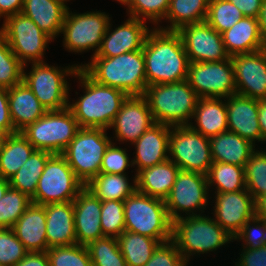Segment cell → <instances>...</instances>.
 Returning <instances> with one entry per match:
<instances>
[{
	"instance_id": "obj_55",
	"label": "cell",
	"mask_w": 266,
	"mask_h": 266,
	"mask_svg": "<svg viewBox=\"0 0 266 266\" xmlns=\"http://www.w3.org/2000/svg\"><path fill=\"white\" fill-rule=\"evenodd\" d=\"M258 121L262 138L266 141V98L258 99Z\"/></svg>"
},
{
	"instance_id": "obj_24",
	"label": "cell",
	"mask_w": 266,
	"mask_h": 266,
	"mask_svg": "<svg viewBox=\"0 0 266 266\" xmlns=\"http://www.w3.org/2000/svg\"><path fill=\"white\" fill-rule=\"evenodd\" d=\"M45 212L48 249L77 244L73 201L46 204Z\"/></svg>"
},
{
	"instance_id": "obj_30",
	"label": "cell",
	"mask_w": 266,
	"mask_h": 266,
	"mask_svg": "<svg viewBox=\"0 0 266 266\" xmlns=\"http://www.w3.org/2000/svg\"><path fill=\"white\" fill-rule=\"evenodd\" d=\"M226 98H199L192 119L196 125L188 126L204 137L211 138L228 131Z\"/></svg>"
},
{
	"instance_id": "obj_14",
	"label": "cell",
	"mask_w": 266,
	"mask_h": 266,
	"mask_svg": "<svg viewBox=\"0 0 266 266\" xmlns=\"http://www.w3.org/2000/svg\"><path fill=\"white\" fill-rule=\"evenodd\" d=\"M186 81L199 98H225L236 93L231 57L217 62L189 63Z\"/></svg>"
},
{
	"instance_id": "obj_32",
	"label": "cell",
	"mask_w": 266,
	"mask_h": 266,
	"mask_svg": "<svg viewBox=\"0 0 266 266\" xmlns=\"http://www.w3.org/2000/svg\"><path fill=\"white\" fill-rule=\"evenodd\" d=\"M34 150L35 148L21 132L6 135L0 145V176L9 180Z\"/></svg>"
},
{
	"instance_id": "obj_56",
	"label": "cell",
	"mask_w": 266,
	"mask_h": 266,
	"mask_svg": "<svg viewBox=\"0 0 266 266\" xmlns=\"http://www.w3.org/2000/svg\"><path fill=\"white\" fill-rule=\"evenodd\" d=\"M261 38L266 45V0L263 1L260 13L258 16Z\"/></svg>"
},
{
	"instance_id": "obj_15",
	"label": "cell",
	"mask_w": 266,
	"mask_h": 266,
	"mask_svg": "<svg viewBox=\"0 0 266 266\" xmlns=\"http://www.w3.org/2000/svg\"><path fill=\"white\" fill-rule=\"evenodd\" d=\"M207 176L197 172L180 170L165 205L172 221L181 218L182 212L188 216L201 215L208 205ZM181 212V214L179 213ZM195 212V213H194Z\"/></svg>"
},
{
	"instance_id": "obj_46",
	"label": "cell",
	"mask_w": 266,
	"mask_h": 266,
	"mask_svg": "<svg viewBox=\"0 0 266 266\" xmlns=\"http://www.w3.org/2000/svg\"><path fill=\"white\" fill-rule=\"evenodd\" d=\"M28 253L12 228H0V263L15 266Z\"/></svg>"
},
{
	"instance_id": "obj_13",
	"label": "cell",
	"mask_w": 266,
	"mask_h": 266,
	"mask_svg": "<svg viewBox=\"0 0 266 266\" xmlns=\"http://www.w3.org/2000/svg\"><path fill=\"white\" fill-rule=\"evenodd\" d=\"M110 23L105 12L72 13L67 10L61 29L64 47L70 52L81 53L91 50L94 57L99 50L103 36Z\"/></svg>"
},
{
	"instance_id": "obj_19",
	"label": "cell",
	"mask_w": 266,
	"mask_h": 266,
	"mask_svg": "<svg viewBox=\"0 0 266 266\" xmlns=\"http://www.w3.org/2000/svg\"><path fill=\"white\" fill-rule=\"evenodd\" d=\"M155 124L147 99L144 96H128L110 128H114L117 141L133 144Z\"/></svg>"
},
{
	"instance_id": "obj_12",
	"label": "cell",
	"mask_w": 266,
	"mask_h": 266,
	"mask_svg": "<svg viewBox=\"0 0 266 266\" xmlns=\"http://www.w3.org/2000/svg\"><path fill=\"white\" fill-rule=\"evenodd\" d=\"M168 150L180 170L207 175L213 163L209 138L189 126L171 127Z\"/></svg>"
},
{
	"instance_id": "obj_34",
	"label": "cell",
	"mask_w": 266,
	"mask_h": 266,
	"mask_svg": "<svg viewBox=\"0 0 266 266\" xmlns=\"http://www.w3.org/2000/svg\"><path fill=\"white\" fill-rule=\"evenodd\" d=\"M128 180L126 174L99 173L85 186L101 201H124L137 190L136 176L133 185Z\"/></svg>"
},
{
	"instance_id": "obj_23",
	"label": "cell",
	"mask_w": 266,
	"mask_h": 266,
	"mask_svg": "<svg viewBox=\"0 0 266 266\" xmlns=\"http://www.w3.org/2000/svg\"><path fill=\"white\" fill-rule=\"evenodd\" d=\"M171 126L155 123L133 144L136 155L132 160L137 166L135 175L142 169L158 165L169 159V136Z\"/></svg>"
},
{
	"instance_id": "obj_40",
	"label": "cell",
	"mask_w": 266,
	"mask_h": 266,
	"mask_svg": "<svg viewBox=\"0 0 266 266\" xmlns=\"http://www.w3.org/2000/svg\"><path fill=\"white\" fill-rule=\"evenodd\" d=\"M246 190L254 200L266 195V151H254L244 167Z\"/></svg>"
},
{
	"instance_id": "obj_11",
	"label": "cell",
	"mask_w": 266,
	"mask_h": 266,
	"mask_svg": "<svg viewBox=\"0 0 266 266\" xmlns=\"http://www.w3.org/2000/svg\"><path fill=\"white\" fill-rule=\"evenodd\" d=\"M0 34L24 66H27V61L44 62L42 60L44 51L50 40H53L22 13L7 17L2 24Z\"/></svg>"
},
{
	"instance_id": "obj_8",
	"label": "cell",
	"mask_w": 266,
	"mask_h": 266,
	"mask_svg": "<svg viewBox=\"0 0 266 266\" xmlns=\"http://www.w3.org/2000/svg\"><path fill=\"white\" fill-rule=\"evenodd\" d=\"M79 128L77 120L67 107L63 110L47 111L20 132L35 149L61 154Z\"/></svg>"
},
{
	"instance_id": "obj_37",
	"label": "cell",
	"mask_w": 266,
	"mask_h": 266,
	"mask_svg": "<svg viewBox=\"0 0 266 266\" xmlns=\"http://www.w3.org/2000/svg\"><path fill=\"white\" fill-rule=\"evenodd\" d=\"M208 187L213 184L216 186V191L219 193L237 192L246 190L244 167L213 162L207 173Z\"/></svg>"
},
{
	"instance_id": "obj_42",
	"label": "cell",
	"mask_w": 266,
	"mask_h": 266,
	"mask_svg": "<svg viewBox=\"0 0 266 266\" xmlns=\"http://www.w3.org/2000/svg\"><path fill=\"white\" fill-rule=\"evenodd\" d=\"M243 17L242 12L228 0H209L206 22L219 33L230 29Z\"/></svg>"
},
{
	"instance_id": "obj_29",
	"label": "cell",
	"mask_w": 266,
	"mask_h": 266,
	"mask_svg": "<svg viewBox=\"0 0 266 266\" xmlns=\"http://www.w3.org/2000/svg\"><path fill=\"white\" fill-rule=\"evenodd\" d=\"M180 168L170 159L142 169L136 174L137 190L151 197L165 200L174 185Z\"/></svg>"
},
{
	"instance_id": "obj_16",
	"label": "cell",
	"mask_w": 266,
	"mask_h": 266,
	"mask_svg": "<svg viewBox=\"0 0 266 266\" xmlns=\"http://www.w3.org/2000/svg\"><path fill=\"white\" fill-rule=\"evenodd\" d=\"M190 63L217 62L230 58L222 35L206 21L182 26L177 31Z\"/></svg>"
},
{
	"instance_id": "obj_58",
	"label": "cell",
	"mask_w": 266,
	"mask_h": 266,
	"mask_svg": "<svg viewBox=\"0 0 266 266\" xmlns=\"http://www.w3.org/2000/svg\"><path fill=\"white\" fill-rule=\"evenodd\" d=\"M9 187H10L9 180L4 179L3 177L0 176V199L4 196Z\"/></svg>"
},
{
	"instance_id": "obj_10",
	"label": "cell",
	"mask_w": 266,
	"mask_h": 266,
	"mask_svg": "<svg viewBox=\"0 0 266 266\" xmlns=\"http://www.w3.org/2000/svg\"><path fill=\"white\" fill-rule=\"evenodd\" d=\"M84 186L66 159L61 154H53L45 164L31 201L37 205L72 202Z\"/></svg>"
},
{
	"instance_id": "obj_61",
	"label": "cell",
	"mask_w": 266,
	"mask_h": 266,
	"mask_svg": "<svg viewBox=\"0 0 266 266\" xmlns=\"http://www.w3.org/2000/svg\"><path fill=\"white\" fill-rule=\"evenodd\" d=\"M262 219V221L264 222V224L266 225V218H260Z\"/></svg>"
},
{
	"instance_id": "obj_48",
	"label": "cell",
	"mask_w": 266,
	"mask_h": 266,
	"mask_svg": "<svg viewBox=\"0 0 266 266\" xmlns=\"http://www.w3.org/2000/svg\"><path fill=\"white\" fill-rule=\"evenodd\" d=\"M114 144V142H111L105 151L100 173L126 174L125 170L133 166L132 161L130 162L126 149Z\"/></svg>"
},
{
	"instance_id": "obj_43",
	"label": "cell",
	"mask_w": 266,
	"mask_h": 266,
	"mask_svg": "<svg viewBox=\"0 0 266 266\" xmlns=\"http://www.w3.org/2000/svg\"><path fill=\"white\" fill-rule=\"evenodd\" d=\"M46 252L50 266H92L88 249L84 245L51 247Z\"/></svg>"
},
{
	"instance_id": "obj_18",
	"label": "cell",
	"mask_w": 266,
	"mask_h": 266,
	"mask_svg": "<svg viewBox=\"0 0 266 266\" xmlns=\"http://www.w3.org/2000/svg\"><path fill=\"white\" fill-rule=\"evenodd\" d=\"M214 193V220L234 238L243 225L255 216V200L247 190Z\"/></svg>"
},
{
	"instance_id": "obj_5",
	"label": "cell",
	"mask_w": 266,
	"mask_h": 266,
	"mask_svg": "<svg viewBox=\"0 0 266 266\" xmlns=\"http://www.w3.org/2000/svg\"><path fill=\"white\" fill-rule=\"evenodd\" d=\"M123 203L125 231L148 236L161 243L172 240L173 221L165 200L136 190Z\"/></svg>"
},
{
	"instance_id": "obj_51",
	"label": "cell",
	"mask_w": 266,
	"mask_h": 266,
	"mask_svg": "<svg viewBox=\"0 0 266 266\" xmlns=\"http://www.w3.org/2000/svg\"><path fill=\"white\" fill-rule=\"evenodd\" d=\"M0 129L6 134L17 133L10 116L8 89L0 87Z\"/></svg>"
},
{
	"instance_id": "obj_22",
	"label": "cell",
	"mask_w": 266,
	"mask_h": 266,
	"mask_svg": "<svg viewBox=\"0 0 266 266\" xmlns=\"http://www.w3.org/2000/svg\"><path fill=\"white\" fill-rule=\"evenodd\" d=\"M228 131L235 132L255 144L265 142L258 121V100L240 94L226 98Z\"/></svg>"
},
{
	"instance_id": "obj_47",
	"label": "cell",
	"mask_w": 266,
	"mask_h": 266,
	"mask_svg": "<svg viewBox=\"0 0 266 266\" xmlns=\"http://www.w3.org/2000/svg\"><path fill=\"white\" fill-rule=\"evenodd\" d=\"M233 240H243L244 248H260L266 245V225L262 219L254 216L243 225Z\"/></svg>"
},
{
	"instance_id": "obj_25",
	"label": "cell",
	"mask_w": 266,
	"mask_h": 266,
	"mask_svg": "<svg viewBox=\"0 0 266 266\" xmlns=\"http://www.w3.org/2000/svg\"><path fill=\"white\" fill-rule=\"evenodd\" d=\"M12 230L28 252H46L48 244L45 205L31 203Z\"/></svg>"
},
{
	"instance_id": "obj_38",
	"label": "cell",
	"mask_w": 266,
	"mask_h": 266,
	"mask_svg": "<svg viewBox=\"0 0 266 266\" xmlns=\"http://www.w3.org/2000/svg\"><path fill=\"white\" fill-rule=\"evenodd\" d=\"M92 266H127L117 238L104 236L87 246Z\"/></svg>"
},
{
	"instance_id": "obj_41",
	"label": "cell",
	"mask_w": 266,
	"mask_h": 266,
	"mask_svg": "<svg viewBox=\"0 0 266 266\" xmlns=\"http://www.w3.org/2000/svg\"><path fill=\"white\" fill-rule=\"evenodd\" d=\"M31 203L27 195L9 187L0 199V228H12Z\"/></svg>"
},
{
	"instance_id": "obj_50",
	"label": "cell",
	"mask_w": 266,
	"mask_h": 266,
	"mask_svg": "<svg viewBox=\"0 0 266 266\" xmlns=\"http://www.w3.org/2000/svg\"><path fill=\"white\" fill-rule=\"evenodd\" d=\"M236 266H266V245L260 248H243Z\"/></svg>"
},
{
	"instance_id": "obj_26",
	"label": "cell",
	"mask_w": 266,
	"mask_h": 266,
	"mask_svg": "<svg viewBox=\"0 0 266 266\" xmlns=\"http://www.w3.org/2000/svg\"><path fill=\"white\" fill-rule=\"evenodd\" d=\"M67 10L62 0H24L21 13L54 40L61 33Z\"/></svg>"
},
{
	"instance_id": "obj_31",
	"label": "cell",
	"mask_w": 266,
	"mask_h": 266,
	"mask_svg": "<svg viewBox=\"0 0 266 266\" xmlns=\"http://www.w3.org/2000/svg\"><path fill=\"white\" fill-rule=\"evenodd\" d=\"M213 162L245 167L255 146L235 132L225 131L209 138Z\"/></svg>"
},
{
	"instance_id": "obj_35",
	"label": "cell",
	"mask_w": 266,
	"mask_h": 266,
	"mask_svg": "<svg viewBox=\"0 0 266 266\" xmlns=\"http://www.w3.org/2000/svg\"><path fill=\"white\" fill-rule=\"evenodd\" d=\"M52 155L50 152L35 149L22 167L9 179L10 187L32 199L45 164Z\"/></svg>"
},
{
	"instance_id": "obj_2",
	"label": "cell",
	"mask_w": 266,
	"mask_h": 266,
	"mask_svg": "<svg viewBox=\"0 0 266 266\" xmlns=\"http://www.w3.org/2000/svg\"><path fill=\"white\" fill-rule=\"evenodd\" d=\"M90 60L79 68L96 83L120 89L128 96H144L147 81L143 50Z\"/></svg>"
},
{
	"instance_id": "obj_36",
	"label": "cell",
	"mask_w": 266,
	"mask_h": 266,
	"mask_svg": "<svg viewBox=\"0 0 266 266\" xmlns=\"http://www.w3.org/2000/svg\"><path fill=\"white\" fill-rule=\"evenodd\" d=\"M117 240L127 266H144L161 244L157 239L130 231H124Z\"/></svg>"
},
{
	"instance_id": "obj_60",
	"label": "cell",
	"mask_w": 266,
	"mask_h": 266,
	"mask_svg": "<svg viewBox=\"0 0 266 266\" xmlns=\"http://www.w3.org/2000/svg\"><path fill=\"white\" fill-rule=\"evenodd\" d=\"M116 1L127 6L130 0H116Z\"/></svg>"
},
{
	"instance_id": "obj_54",
	"label": "cell",
	"mask_w": 266,
	"mask_h": 266,
	"mask_svg": "<svg viewBox=\"0 0 266 266\" xmlns=\"http://www.w3.org/2000/svg\"><path fill=\"white\" fill-rule=\"evenodd\" d=\"M24 0H0V18L4 20L22 12Z\"/></svg>"
},
{
	"instance_id": "obj_57",
	"label": "cell",
	"mask_w": 266,
	"mask_h": 266,
	"mask_svg": "<svg viewBox=\"0 0 266 266\" xmlns=\"http://www.w3.org/2000/svg\"><path fill=\"white\" fill-rule=\"evenodd\" d=\"M255 216L266 218V195L260 196L255 200Z\"/></svg>"
},
{
	"instance_id": "obj_33",
	"label": "cell",
	"mask_w": 266,
	"mask_h": 266,
	"mask_svg": "<svg viewBox=\"0 0 266 266\" xmlns=\"http://www.w3.org/2000/svg\"><path fill=\"white\" fill-rule=\"evenodd\" d=\"M209 0H170L166 19L170 25L159 29L178 31L182 26L206 21Z\"/></svg>"
},
{
	"instance_id": "obj_17",
	"label": "cell",
	"mask_w": 266,
	"mask_h": 266,
	"mask_svg": "<svg viewBox=\"0 0 266 266\" xmlns=\"http://www.w3.org/2000/svg\"><path fill=\"white\" fill-rule=\"evenodd\" d=\"M230 57L236 93L257 100L266 98V48Z\"/></svg>"
},
{
	"instance_id": "obj_9",
	"label": "cell",
	"mask_w": 266,
	"mask_h": 266,
	"mask_svg": "<svg viewBox=\"0 0 266 266\" xmlns=\"http://www.w3.org/2000/svg\"><path fill=\"white\" fill-rule=\"evenodd\" d=\"M78 69V64L58 69L45 62L32 63L29 73L23 71V82L47 111L63 110L68 107L70 90L65 76L75 75Z\"/></svg>"
},
{
	"instance_id": "obj_27",
	"label": "cell",
	"mask_w": 266,
	"mask_h": 266,
	"mask_svg": "<svg viewBox=\"0 0 266 266\" xmlns=\"http://www.w3.org/2000/svg\"><path fill=\"white\" fill-rule=\"evenodd\" d=\"M8 102L10 116L17 132L34 123L47 112L24 82L8 89Z\"/></svg>"
},
{
	"instance_id": "obj_21",
	"label": "cell",
	"mask_w": 266,
	"mask_h": 266,
	"mask_svg": "<svg viewBox=\"0 0 266 266\" xmlns=\"http://www.w3.org/2000/svg\"><path fill=\"white\" fill-rule=\"evenodd\" d=\"M77 244L87 246L104 237L101 228V200L86 186L73 200Z\"/></svg>"
},
{
	"instance_id": "obj_49",
	"label": "cell",
	"mask_w": 266,
	"mask_h": 266,
	"mask_svg": "<svg viewBox=\"0 0 266 266\" xmlns=\"http://www.w3.org/2000/svg\"><path fill=\"white\" fill-rule=\"evenodd\" d=\"M188 263L170 240L161 243L154 251L151 259L144 266H187Z\"/></svg>"
},
{
	"instance_id": "obj_52",
	"label": "cell",
	"mask_w": 266,
	"mask_h": 266,
	"mask_svg": "<svg viewBox=\"0 0 266 266\" xmlns=\"http://www.w3.org/2000/svg\"><path fill=\"white\" fill-rule=\"evenodd\" d=\"M234 4L244 17L258 18L264 0H228Z\"/></svg>"
},
{
	"instance_id": "obj_4",
	"label": "cell",
	"mask_w": 266,
	"mask_h": 266,
	"mask_svg": "<svg viewBox=\"0 0 266 266\" xmlns=\"http://www.w3.org/2000/svg\"><path fill=\"white\" fill-rule=\"evenodd\" d=\"M144 97L148 101L154 122L171 127L188 126L199 100L186 80L149 85Z\"/></svg>"
},
{
	"instance_id": "obj_20",
	"label": "cell",
	"mask_w": 266,
	"mask_h": 266,
	"mask_svg": "<svg viewBox=\"0 0 266 266\" xmlns=\"http://www.w3.org/2000/svg\"><path fill=\"white\" fill-rule=\"evenodd\" d=\"M109 23L101 46L94 57H115L120 54L142 50L151 30L145 21L129 16L122 25L112 30ZM111 29V31H110Z\"/></svg>"
},
{
	"instance_id": "obj_45",
	"label": "cell",
	"mask_w": 266,
	"mask_h": 266,
	"mask_svg": "<svg viewBox=\"0 0 266 266\" xmlns=\"http://www.w3.org/2000/svg\"><path fill=\"white\" fill-rule=\"evenodd\" d=\"M169 2L170 0H130L127 10L130 17L145 22L148 19L150 22L158 25V22L166 17Z\"/></svg>"
},
{
	"instance_id": "obj_1",
	"label": "cell",
	"mask_w": 266,
	"mask_h": 266,
	"mask_svg": "<svg viewBox=\"0 0 266 266\" xmlns=\"http://www.w3.org/2000/svg\"><path fill=\"white\" fill-rule=\"evenodd\" d=\"M142 50L147 86L186 80L190 62L177 31L154 27L148 34Z\"/></svg>"
},
{
	"instance_id": "obj_44",
	"label": "cell",
	"mask_w": 266,
	"mask_h": 266,
	"mask_svg": "<svg viewBox=\"0 0 266 266\" xmlns=\"http://www.w3.org/2000/svg\"><path fill=\"white\" fill-rule=\"evenodd\" d=\"M100 218L103 235L117 238L125 231L123 201H101Z\"/></svg>"
},
{
	"instance_id": "obj_7",
	"label": "cell",
	"mask_w": 266,
	"mask_h": 266,
	"mask_svg": "<svg viewBox=\"0 0 266 266\" xmlns=\"http://www.w3.org/2000/svg\"><path fill=\"white\" fill-rule=\"evenodd\" d=\"M111 142L106 129L80 127L61 155L75 176L87 185L100 173L103 156Z\"/></svg>"
},
{
	"instance_id": "obj_3",
	"label": "cell",
	"mask_w": 266,
	"mask_h": 266,
	"mask_svg": "<svg viewBox=\"0 0 266 266\" xmlns=\"http://www.w3.org/2000/svg\"><path fill=\"white\" fill-rule=\"evenodd\" d=\"M74 76L85 90L79 100L68 104L79 127L110 129L128 95L120 89L96 83L81 68Z\"/></svg>"
},
{
	"instance_id": "obj_6",
	"label": "cell",
	"mask_w": 266,
	"mask_h": 266,
	"mask_svg": "<svg viewBox=\"0 0 266 266\" xmlns=\"http://www.w3.org/2000/svg\"><path fill=\"white\" fill-rule=\"evenodd\" d=\"M185 216L173 221L172 241L187 263L192 255L216 251L233 242V237L214 218L203 214Z\"/></svg>"
},
{
	"instance_id": "obj_53",
	"label": "cell",
	"mask_w": 266,
	"mask_h": 266,
	"mask_svg": "<svg viewBox=\"0 0 266 266\" xmlns=\"http://www.w3.org/2000/svg\"><path fill=\"white\" fill-rule=\"evenodd\" d=\"M15 266H50L47 252H28Z\"/></svg>"
},
{
	"instance_id": "obj_28",
	"label": "cell",
	"mask_w": 266,
	"mask_h": 266,
	"mask_svg": "<svg viewBox=\"0 0 266 266\" xmlns=\"http://www.w3.org/2000/svg\"><path fill=\"white\" fill-rule=\"evenodd\" d=\"M221 35L230 56L253 53L266 48L260 35L258 18L243 17Z\"/></svg>"
},
{
	"instance_id": "obj_59",
	"label": "cell",
	"mask_w": 266,
	"mask_h": 266,
	"mask_svg": "<svg viewBox=\"0 0 266 266\" xmlns=\"http://www.w3.org/2000/svg\"><path fill=\"white\" fill-rule=\"evenodd\" d=\"M5 137H6V134L0 129V145L4 141Z\"/></svg>"
},
{
	"instance_id": "obj_39",
	"label": "cell",
	"mask_w": 266,
	"mask_h": 266,
	"mask_svg": "<svg viewBox=\"0 0 266 266\" xmlns=\"http://www.w3.org/2000/svg\"><path fill=\"white\" fill-rule=\"evenodd\" d=\"M25 68L12 52L9 43L0 34V87L10 89L23 82Z\"/></svg>"
}]
</instances>
